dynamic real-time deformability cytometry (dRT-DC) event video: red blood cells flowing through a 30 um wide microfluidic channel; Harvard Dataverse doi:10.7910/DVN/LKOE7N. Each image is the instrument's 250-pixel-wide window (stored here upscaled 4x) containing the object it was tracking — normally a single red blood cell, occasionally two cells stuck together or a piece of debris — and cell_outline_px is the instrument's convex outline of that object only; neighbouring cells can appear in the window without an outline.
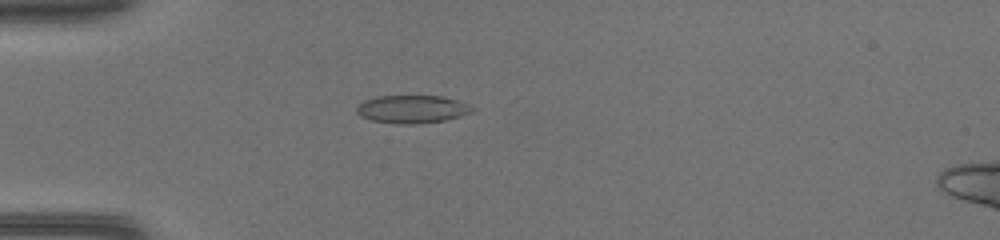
{"species": "common noctule bat (a hibernating species)", "species_latin": "Nyctalus noctula", "temperature_condition": "warm", "stored_images_in_passage": 35, "camera_frame_rate_fps": 3000, "um_per_image_px": 0.085, "animal": {"sex": "female", "body_mass_g": 17.0, "forearm_length_mm": 48.0}, "frame": {"image": 1, "passage_image": 3, "time_ms": 0.667, "image_size_px": [1000, 240], "cell_outline_px": [[476, 108], [472, 112], [460, 116], [444, 120], [420, 124], [396, 124], [372, 120], [360, 116], [356, 112], [356, 108], [364, 100], [376, 96], [440, 96], [456, 100], [468, 104]], "centroid_in_image_um": [35.02, 9.28], "position_along_channel_um": 50.0, "area_um2": 18.84}}
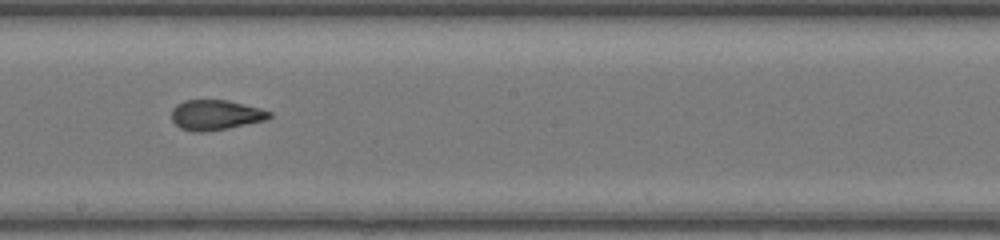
{"frame": {"image": 2, "passage_image": 16, "time_ms": 5.0, "image_size_px": [1000, 240], "cell_outline_px": [[272, 116], [264, 120], [228, 128], [204, 132], [192, 132], [180, 128], [172, 120], [172, 108], [176, 104], [184, 100], [228, 100], [260, 108], [272, 112]], "centroid_in_image_um": [18.3, 9.77], "position_along_channel_um": 229.9, "area_um2": 17.17}}
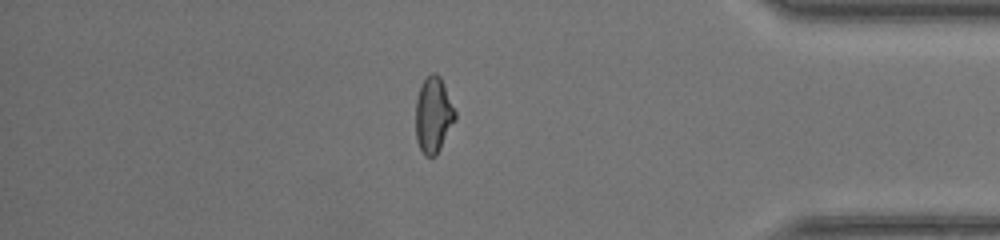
{"frame": {"image": 3, "passage_image": 29, "time_ms": 9.333, "image_size_px": [1000, 240], "cell_outline_px": [[456, 120], [436, 156], [424, 156], [416, 140], [416, 100], [420, 88], [424, 80], [432, 72], [436, 72], [440, 76], [456, 112]], "centroid_in_image_um": [36.84, 9.79], "position_along_channel_um": 398.4, "area_um2": 17.4}}